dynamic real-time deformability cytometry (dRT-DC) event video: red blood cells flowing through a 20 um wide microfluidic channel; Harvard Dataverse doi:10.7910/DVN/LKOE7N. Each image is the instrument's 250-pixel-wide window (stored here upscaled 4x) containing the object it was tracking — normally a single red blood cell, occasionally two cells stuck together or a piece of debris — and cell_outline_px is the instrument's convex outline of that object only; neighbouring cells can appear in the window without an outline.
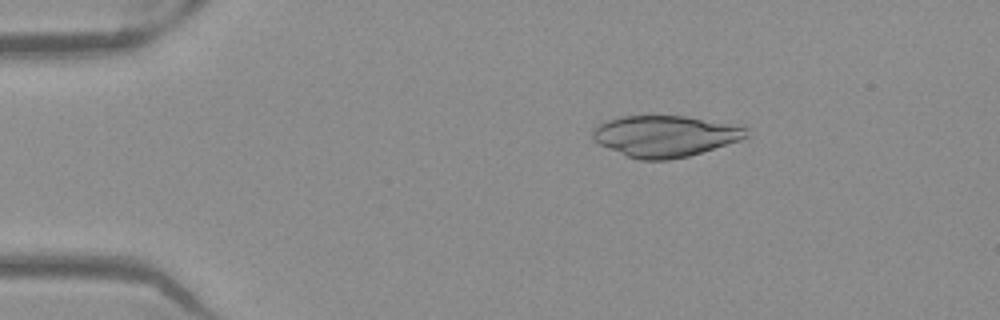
{"species": "Egyptian fruit bat (a non-hibernating species)", "species_latin": "Rousettus aegyptiacus", "temperature_condition": "warm", "stored_images_in_passage": 51, "camera_frame_rate_fps": 3000, "um_per_image_px": 0.085, "frame": {"image": 1, "passage_image": 9, "time_ms": 2.667, "image_size_px": [1000, 320], "cell_outline_px": [[748, 136], [740, 140], [688, 156], [668, 160], [640, 160], [628, 156], [608, 148], [592, 140], [592, 132], [600, 124], [608, 120], [620, 116], [684, 116], [744, 124], [748, 128]], "centroid_in_image_um": [56.6, 11.55], "position_along_channel_um": 28.4, "area_um2": 37.11}}